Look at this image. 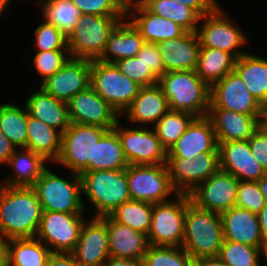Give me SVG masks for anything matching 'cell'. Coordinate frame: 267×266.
<instances>
[{
    "label": "cell",
    "instance_id": "obj_31",
    "mask_svg": "<svg viewBox=\"0 0 267 266\" xmlns=\"http://www.w3.org/2000/svg\"><path fill=\"white\" fill-rule=\"evenodd\" d=\"M62 133L28 114L27 149L54 163L61 150Z\"/></svg>",
    "mask_w": 267,
    "mask_h": 266
},
{
    "label": "cell",
    "instance_id": "obj_32",
    "mask_svg": "<svg viewBox=\"0 0 267 266\" xmlns=\"http://www.w3.org/2000/svg\"><path fill=\"white\" fill-rule=\"evenodd\" d=\"M234 70L249 92L264 106L267 103V59L245 53L236 59Z\"/></svg>",
    "mask_w": 267,
    "mask_h": 266
},
{
    "label": "cell",
    "instance_id": "obj_55",
    "mask_svg": "<svg viewBox=\"0 0 267 266\" xmlns=\"http://www.w3.org/2000/svg\"><path fill=\"white\" fill-rule=\"evenodd\" d=\"M194 266H227L218 256L204 257L194 261Z\"/></svg>",
    "mask_w": 267,
    "mask_h": 266
},
{
    "label": "cell",
    "instance_id": "obj_57",
    "mask_svg": "<svg viewBox=\"0 0 267 266\" xmlns=\"http://www.w3.org/2000/svg\"><path fill=\"white\" fill-rule=\"evenodd\" d=\"M7 242L8 239L0 233V266L7 264Z\"/></svg>",
    "mask_w": 267,
    "mask_h": 266
},
{
    "label": "cell",
    "instance_id": "obj_5",
    "mask_svg": "<svg viewBox=\"0 0 267 266\" xmlns=\"http://www.w3.org/2000/svg\"><path fill=\"white\" fill-rule=\"evenodd\" d=\"M124 18L82 14L67 36L71 58L99 60L105 51L109 35Z\"/></svg>",
    "mask_w": 267,
    "mask_h": 266
},
{
    "label": "cell",
    "instance_id": "obj_51",
    "mask_svg": "<svg viewBox=\"0 0 267 266\" xmlns=\"http://www.w3.org/2000/svg\"><path fill=\"white\" fill-rule=\"evenodd\" d=\"M153 0H120V7L123 11L124 17L129 16L139 10L147 9Z\"/></svg>",
    "mask_w": 267,
    "mask_h": 266
},
{
    "label": "cell",
    "instance_id": "obj_16",
    "mask_svg": "<svg viewBox=\"0 0 267 266\" xmlns=\"http://www.w3.org/2000/svg\"><path fill=\"white\" fill-rule=\"evenodd\" d=\"M239 180L219 169L189 193L197 207L221 214L236 205Z\"/></svg>",
    "mask_w": 267,
    "mask_h": 266
},
{
    "label": "cell",
    "instance_id": "obj_33",
    "mask_svg": "<svg viewBox=\"0 0 267 266\" xmlns=\"http://www.w3.org/2000/svg\"><path fill=\"white\" fill-rule=\"evenodd\" d=\"M236 58L220 49L201 47L199 50L197 75L209 86L234 71Z\"/></svg>",
    "mask_w": 267,
    "mask_h": 266
},
{
    "label": "cell",
    "instance_id": "obj_19",
    "mask_svg": "<svg viewBox=\"0 0 267 266\" xmlns=\"http://www.w3.org/2000/svg\"><path fill=\"white\" fill-rule=\"evenodd\" d=\"M79 266H102L110 257L106 216L85 221L75 249L71 252Z\"/></svg>",
    "mask_w": 267,
    "mask_h": 266
},
{
    "label": "cell",
    "instance_id": "obj_43",
    "mask_svg": "<svg viewBox=\"0 0 267 266\" xmlns=\"http://www.w3.org/2000/svg\"><path fill=\"white\" fill-rule=\"evenodd\" d=\"M37 51L68 50L67 37L53 24L44 21L34 30Z\"/></svg>",
    "mask_w": 267,
    "mask_h": 266
},
{
    "label": "cell",
    "instance_id": "obj_56",
    "mask_svg": "<svg viewBox=\"0 0 267 266\" xmlns=\"http://www.w3.org/2000/svg\"><path fill=\"white\" fill-rule=\"evenodd\" d=\"M257 215L260 224V229L265 240L267 239V202Z\"/></svg>",
    "mask_w": 267,
    "mask_h": 266
},
{
    "label": "cell",
    "instance_id": "obj_46",
    "mask_svg": "<svg viewBox=\"0 0 267 266\" xmlns=\"http://www.w3.org/2000/svg\"><path fill=\"white\" fill-rule=\"evenodd\" d=\"M258 181H239L237 187L236 207L258 214L266 204Z\"/></svg>",
    "mask_w": 267,
    "mask_h": 266
},
{
    "label": "cell",
    "instance_id": "obj_8",
    "mask_svg": "<svg viewBox=\"0 0 267 266\" xmlns=\"http://www.w3.org/2000/svg\"><path fill=\"white\" fill-rule=\"evenodd\" d=\"M90 86L119 115L132 104L139 92L140 85L124 75L114 63H105L100 60L91 61Z\"/></svg>",
    "mask_w": 267,
    "mask_h": 266
},
{
    "label": "cell",
    "instance_id": "obj_39",
    "mask_svg": "<svg viewBox=\"0 0 267 266\" xmlns=\"http://www.w3.org/2000/svg\"><path fill=\"white\" fill-rule=\"evenodd\" d=\"M196 117L185 111L169 110L153 127L162 146L168 151Z\"/></svg>",
    "mask_w": 267,
    "mask_h": 266
},
{
    "label": "cell",
    "instance_id": "obj_58",
    "mask_svg": "<svg viewBox=\"0 0 267 266\" xmlns=\"http://www.w3.org/2000/svg\"><path fill=\"white\" fill-rule=\"evenodd\" d=\"M258 185L260 187V191L267 201V173L258 180Z\"/></svg>",
    "mask_w": 267,
    "mask_h": 266
},
{
    "label": "cell",
    "instance_id": "obj_40",
    "mask_svg": "<svg viewBox=\"0 0 267 266\" xmlns=\"http://www.w3.org/2000/svg\"><path fill=\"white\" fill-rule=\"evenodd\" d=\"M150 12L172 20L187 32H196L200 16L190 7L174 0H153L147 8Z\"/></svg>",
    "mask_w": 267,
    "mask_h": 266
},
{
    "label": "cell",
    "instance_id": "obj_49",
    "mask_svg": "<svg viewBox=\"0 0 267 266\" xmlns=\"http://www.w3.org/2000/svg\"><path fill=\"white\" fill-rule=\"evenodd\" d=\"M251 153L267 172V132L260 126L248 139Z\"/></svg>",
    "mask_w": 267,
    "mask_h": 266
},
{
    "label": "cell",
    "instance_id": "obj_10",
    "mask_svg": "<svg viewBox=\"0 0 267 266\" xmlns=\"http://www.w3.org/2000/svg\"><path fill=\"white\" fill-rule=\"evenodd\" d=\"M126 177L132 200L157 204L170 201L168 197L173 193L178 194L166 164L128 165Z\"/></svg>",
    "mask_w": 267,
    "mask_h": 266
},
{
    "label": "cell",
    "instance_id": "obj_26",
    "mask_svg": "<svg viewBox=\"0 0 267 266\" xmlns=\"http://www.w3.org/2000/svg\"><path fill=\"white\" fill-rule=\"evenodd\" d=\"M111 257L142 261L149 247L147 235L106 216Z\"/></svg>",
    "mask_w": 267,
    "mask_h": 266
},
{
    "label": "cell",
    "instance_id": "obj_20",
    "mask_svg": "<svg viewBox=\"0 0 267 266\" xmlns=\"http://www.w3.org/2000/svg\"><path fill=\"white\" fill-rule=\"evenodd\" d=\"M220 169L239 181H258L267 172L251 153L248 140L218 144Z\"/></svg>",
    "mask_w": 267,
    "mask_h": 266
},
{
    "label": "cell",
    "instance_id": "obj_11",
    "mask_svg": "<svg viewBox=\"0 0 267 266\" xmlns=\"http://www.w3.org/2000/svg\"><path fill=\"white\" fill-rule=\"evenodd\" d=\"M83 213L43 211L36 234L51 253H71L80 238L84 225Z\"/></svg>",
    "mask_w": 267,
    "mask_h": 266
},
{
    "label": "cell",
    "instance_id": "obj_13",
    "mask_svg": "<svg viewBox=\"0 0 267 266\" xmlns=\"http://www.w3.org/2000/svg\"><path fill=\"white\" fill-rule=\"evenodd\" d=\"M118 120L116 131L129 165L166 164L167 150L162 146L154 128L121 127Z\"/></svg>",
    "mask_w": 267,
    "mask_h": 266
},
{
    "label": "cell",
    "instance_id": "obj_17",
    "mask_svg": "<svg viewBox=\"0 0 267 266\" xmlns=\"http://www.w3.org/2000/svg\"><path fill=\"white\" fill-rule=\"evenodd\" d=\"M67 104L71 123L95 125L110 130L120 117L91 86L77 93Z\"/></svg>",
    "mask_w": 267,
    "mask_h": 266
},
{
    "label": "cell",
    "instance_id": "obj_27",
    "mask_svg": "<svg viewBox=\"0 0 267 266\" xmlns=\"http://www.w3.org/2000/svg\"><path fill=\"white\" fill-rule=\"evenodd\" d=\"M25 106L30 116L39 119L61 133H64L71 124L68 104L55 99L41 87L39 91L30 94Z\"/></svg>",
    "mask_w": 267,
    "mask_h": 266
},
{
    "label": "cell",
    "instance_id": "obj_3",
    "mask_svg": "<svg viewBox=\"0 0 267 266\" xmlns=\"http://www.w3.org/2000/svg\"><path fill=\"white\" fill-rule=\"evenodd\" d=\"M169 108L185 111L195 117H206L210 105V87L197 75L195 70L166 72L158 81Z\"/></svg>",
    "mask_w": 267,
    "mask_h": 266
},
{
    "label": "cell",
    "instance_id": "obj_38",
    "mask_svg": "<svg viewBox=\"0 0 267 266\" xmlns=\"http://www.w3.org/2000/svg\"><path fill=\"white\" fill-rule=\"evenodd\" d=\"M152 209V203L130 199L117 207L109 216L114 221L148 235L152 222Z\"/></svg>",
    "mask_w": 267,
    "mask_h": 266
},
{
    "label": "cell",
    "instance_id": "obj_34",
    "mask_svg": "<svg viewBox=\"0 0 267 266\" xmlns=\"http://www.w3.org/2000/svg\"><path fill=\"white\" fill-rule=\"evenodd\" d=\"M50 254V249L36 237L9 239L6 266H44Z\"/></svg>",
    "mask_w": 267,
    "mask_h": 266
},
{
    "label": "cell",
    "instance_id": "obj_54",
    "mask_svg": "<svg viewBox=\"0 0 267 266\" xmlns=\"http://www.w3.org/2000/svg\"><path fill=\"white\" fill-rule=\"evenodd\" d=\"M102 266H141V262L135 259L110 256Z\"/></svg>",
    "mask_w": 267,
    "mask_h": 266
},
{
    "label": "cell",
    "instance_id": "obj_50",
    "mask_svg": "<svg viewBox=\"0 0 267 266\" xmlns=\"http://www.w3.org/2000/svg\"><path fill=\"white\" fill-rule=\"evenodd\" d=\"M192 8L200 17L211 13L219 5L216 0H174Z\"/></svg>",
    "mask_w": 267,
    "mask_h": 266
},
{
    "label": "cell",
    "instance_id": "obj_4",
    "mask_svg": "<svg viewBox=\"0 0 267 266\" xmlns=\"http://www.w3.org/2000/svg\"><path fill=\"white\" fill-rule=\"evenodd\" d=\"M80 177L82 194L86 195L96 210L94 217L108 216L131 199L126 169L83 172Z\"/></svg>",
    "mask_w": 267,
    "mask_h": 266
},
{
    "label": "cell",
    "instance_id": "obj_28",
    "mask_svg": "<svg viewBox=\"0 0 267 266\" xmlns=\"http://www.w3.org/2000/svg\"><path fill=\"white\" fill-rule=\"evenodd\" d=\"M144 43L134 25L128 19H123L109 35L105 51L99 60L115 63L117 60L135 57Z\"/></svg>",
    "mask_w": 267,
    "mask_h": 266
},
{
    "label": "cell",
    "instance_id": "obj_24",
    "mask_svg": "<svg viewBox=\"0 0 267 266\" xmlns=\"http://www.w3.org/2000/svg\"><path fill=\"white\" fill-rule=\"evenodd\" d=\"M162 55L165 71L196 70L200 42L196 32L157 43Z\"/></svg>",
    "mask_w": 267,
    "mask_h": 266
},
{
    "label": "cell",
    "instance_id": "obj_59",
    "mask_svg": "<svg viewBox=\"0 0 267 266\" xmlns=\"http://www.w3.org/2000/svg\"><path fill=\"white\" fill-rule=\"evenodd\" d=\"M260 256H265L267 260V239L263 240L260 246Z\"/></svg>",
    "mask_w": 267,
    "mask_h": 266
},
{
    "label": "cell",
    "instance_id": "obj_18",
    "mask_svg": "<svg viewBox=\"0 0 267 266\" xmlns=\"http://www.w3.org/2000/svg\"><path fill=\"white\" fill-rule=\"evenodd\" d=\"M91 61L70 58L53 76L41 82V88L55 99L68 102L90 86Z\"/></svg>",
    "mask_w": 267,
    "mask_h": 266
},
{
    "label": "cell",
    "instance_id": "obj_35",
    "mask_svg": "<svg viewBox=\"0 0 267 266\" xmlns=\"http://www.w3.org/2000/svg\"><path fill=\"white\" fill-rule=\"evenodd\" d=\"M128 165L116 131L108 130L95 144L94 162H89V172L126 169Z\"/></svg>",
    "mask_w": 267,
    "mask_h": 266
},
{
    "label": "cell",
    "instance_id": "obj_44",
    "mask_svg": "<svg viewBox=\"0 0 267 266\" xmlns=\"http://www.w3.org/2000/svg\"><path fill=\"white\" fill-rule=\"evenodd\" d=\"M70 58L69 50L37 51L33 57V64L37 73L42 76L43 82L60 70Z\"/></svg>",
    "mask_w": 267,
    "mask_h": 266
},
{
    "label": "cell",
    "instance_id": "obj_45",
    "mask_svg": "<svg viewBox=\"0 0 267 266\" xmlns=\"http://www.w3.org/2000/svg\"><path fill=\"white\" fill-rule=\"evenodd\" d=\"M114 64L124 75L141 87L158 84L159 79L136 56L117 60Z\"/></svg>",
    "mask_w": 267,
    "mask_h": 266
},
{
    "label": "cell",
    "instance_id": "obj_15",
    "mask_svg": "<svg viewBox=\"0 0 267 266\" xmlns=\"http://www.w3.org/2000/svg\"><path fill=\"white\" fill-rule=\"evenodd\" d=\"M209 108H222L252 116H263V106L249 92L234 70L210 87Z\"/></svg>",
    "mask_w": 267,
    "mask_h": 266
},
{
    "label": "cell",
    "instance_id": "obj_48",
    "mask_svg": "<svg viewBox=\"0 0 267 266\" xmlns=\"http://www.w3.org/2000/svg\"><path fill=\"white\" fill-rule=\"evenodd\" d=\"M136 57L141 59L145 66L148 67L158 79L166 73L163 58L159 52L157 43L145 42Z\"/></svg>",
    "mask_w": 267,
    "mask_h": 266
},
{
    "label": "cell",
    "instance_id": "obj_52",
    "mask_svg": "<svg viewBox=\"0 0 267 266\" xmlns=\"http://www.w3.org/2000/svg\"><path fill=\"white\" fill-rule=\"evenodd\" d=\"M44 266H79L71 253H51Z\"/></svg>",
    "mask_w": 267,
    "mask_h": 266
},
{
    "label": "cell",
    "instance_id": "obj_29",
    "mask_svg": "<svg viewBox=\"0 0 267 266\" xmlns=\"http://www.w3.org/2000/svg\"><path fill=\"white\" fill-rule=\"evenodd\" d=\"M130 17H133V19ZM129 21L140 32L144 41L149 43L177 38L187 32L172 20L156 15L148 9H142L131 14Z\"/></svg>",
    "mask_w": 267,
    "mask_h": 266
},
{
    "label": "cell",
    "instance_id": "obj_22",
    "mask_svg": "<svg viewBox=\"0 0 267 266\" xmlns=\"http://www.w3.org/2000/svg\"><path fill=\"white\" fill-rule=\"evenodd\" d=\"M212 123L217 143L248 140L260 127L263 116H252L222 108H209L206 116Z\"/></svg>",
    "mask_w": 267,
    "mask_h": 266
},
{
    "label": "cell",
    "instance_id": "obj_30",
    "mask_svg": "<svg viewBox=\"0 0 267 266\" xmlns=\"http://www.w3.org/2000/svg\"><path fill=\"white\" fill-rule=\"evenodd\" d=\"M45 163L47 161L41 155L30 149L24 148L22 152L16 149L6 164L11 167L14 176H7L1 185L32 187L47 168Z\"/></svg>",
    "mask_w": 267,
    "mask_h": 266
},
{
    "label": "cell",
    "instance_id": "obj_7",
    "mask_svg": "<svg viewBox=\"0 0 267 266\" xmlns=\"http://www.w3.org/2000/svg\"><path fill=\"white\" fill-rule=\"evenodd\" d=\"M108 130L95 125L71 123L62 133L61 150L55 163L79 175L89 172V162H94L95 144Z\"/></svg>",
    "mask_w": 267,
    "mask_h": 266
},
{
    "label": "cell",
    "instance_id": "obj_1",
    "mask_svg": "<svg viewBox=\"0 0 267 266\" xmlns=\"http://www.w3.org/2000/svg\"><path fill=\"white\" fill-rule=\"evenodd\" d=\"M42 212L33 187L0 184V233L8 240L36 237Z\"/></svg>",
    "mask_w": 267,
    "mask_h": 266
},
{
    "label": "cell",
    "instance_id": "obj_2",
    "mask_svg": "<svg viewBox=\"0 0 267 266\" xmlns=\"http://www.w3.org/2000/svg\"><path fill=\"white\" fill-rule=\"evenodd\" d=\"M224 241L219 213L204 210L191 202L187 194V211L182 247L195 261L217 257Z\"/></svg>",
    "mask_w": 267,
    "mask_h": 266
},
{
    "label": "cell",
    "instance_id": "obj_47",
    "mask_svg": "<svg viewBox=\"0 0 267 266\" xmlns=\"http://www.w3.org/2000/svg\"><path fill=\"white\" fill-rule=\"evenodd\" d=\"M82 12L99 16H124L120 0H71Z\"/></svg>",
    "mask_w": 267,
    "mask_h": 266
},
{
    "label": "cell",
    "instance_id": "obj_25",
    "mask_svg": "<svg viewBox=\"0 0 267 266\" xmlns=\"http://www.w3.org/2000/svg\"><path fill=\"white\" fill-rule=\"evenodd\" d=\"M170 110L169 103L159 84L140 87L132 104L124 111L132 124H154Z\"/></svg>",
    "mask_w": 267,
    "mask_h": 266
},
{
    "label": "cell",
    "instance_id": "obj_9",
    "mask_svg": "<svg viewBox=\"0 0 267 266\" xmlns=\"http://www.w3.org/2000/svg\"><path fill=\"white\" fill-rule=\"evenodd\" d=\"M175 198L153 204L151 228L147 235L149 245L182 247L187 194H177Z\"/></svg>",
    "mask_w": 267,
    "mask_h": 266
},
{
    "label": "cell",
    "instance_id": "obj_6",
    "mask_svg": "<svg viewBox=\"0 0 267 266\" xmlns=\"http://www.w3.org/2000/svg\"><path fill=\"white\" fill-rule=\"evenodd\" d=\"M72 180L63 179L46 168L32 186L43 211L84 213L82 182L77 173L71 172Z\"/></svg>",
    "mask_w": 267,
    "mask_h": 266
},
{
    "label": "cell",
    "instance_id": "obj_41",
    "mask_svg": "<svg viewBox=\"0 0 267 266\" xmlns=\"http://www.w3.org/2000/svg\"><path fill=\"white\" fill-rule=\"evenodd\" d=\"M141 266H194V260L183 247L149 245Z\"/></svg>",
    "mask_w": 267,
    "mask_h": 266
},
{
    "label": "cell",
    "instance_id": "obj_60",
    "mask_svg": "<svg viewBox=\"0 0 267 266\" xmlns=\"http://www.w3.org/2000/svg\"><path fill=\"white\" fill-rule=\"evenodd\" d=\"M11 2L12 0H0V15L7 9L6 7H8Z\"/></svg>",
    "mask_w": 267,
    "mask_h": 266
},
{
    "label": "cell",
    "instance_id": "obj_21",
    "mask_svg": "<svg viewBox=\"0 0 267 266\" xmlns=\"http://www.w3.org/2000/svg\"><path fill=\"white\" fill-rule=\"evenodd\" d=\"M206 152H219L216 134L207 117H196L184 134L167 151V158H188Z\"/></svg>",
    "mask_w": 267,
    "mask_h": 266
},
{
    "label": "cell",
    "instance_id": "obj_61",
    "mask_svg": "<svg viewBox=\"0 0 267 266\" xmlns=\"http://www.w3.org/2000/svg\"><path fill=\"white\" fill-rule=\"evenodd\" d=\"M261 121H267V103L263 106V117Z\"/></svg>",
    "mask_w": 267,
    "mask_h": 266
},
{
    "label": "cell",
    "instance_id": "obj_36",
    "mask_svg": "<svg viewBox=\"0 0 267 266\" xmlns=\"http://www.w3.org/2000/svg\"><path fill=\"white\" fill-rule=\"evenodd\" d=\"M36 5L43 11L44 21L53 24L66 37L82 16L81 10L71 0H38Z\"/></svg>",
    "mask_w": 267,
    "mask_h": 266
},
{
    "label": "cell",
    "instance_id": "obj_14",
    "mask_svg": "<svg viewBox=\"0 0 267 266\" xmlns=\"http://www.w3.org/2000/svg\"><path fill=\"white\" fill-rule=\"evenodd\" d=\"M166 165L172 187L178 194H189L220 169L219 152L199 154L193 161L167 158Z\"/></svg>",
    "mask_w": 267,
    "mask_h": 266
},
{
    "label": "cell",
    "instance_id": "obj_62",
    "mask_svg": "<svg viewBox=\"0 0 267 266\" xmlns=\"http://www.w3.org/2000/svg\"><path fill=\"white\" fill-rule=\"evenodd\" d=\"M260 126L267 132V121H260Z\"/></svg>",
    "mask_w": 267,
    "mask_h": 266
},
{
    "label": "cell",
    "instance_id": "obj_37",
    "mask_svg": "<svg viewBox=\"0 0 267 266\" xmlns=\"http://www.w3.org/2000/svg\"><path fill=\"white\" fill-rule=\"evenodd\" d=\"M12 103L0 104V130L16 149L27 148L28 110ZM18 147V148H17Z\"/></svg>",
    "mask_w": 267,
    "mask_h": 266
},
{
    "label": "cell",
    "instance_id": "obj_23",
    "mask_svg": "<svg viewBox=\"0 0 267 266\" xmlns=\"http://www.w3.org/2000/svg\"><path fill=\"white\" fill-rule=\"evenodd\" d=\"M224 241H233L260 247L264 238L260 229L258 215L236 206L220 214Z\"/></svg>",
    "mask_w": 267,
    "mask_h": 266
},
{
    "label": "cell",
    "instance_id": "obj_42",
    "mask_svg": "<svg viewBox=\"0 0 267 266\" xmlns=\"http://www.w3.org/2000/svg\"><path fill=\"white\" fill-rule=\"evenodd\" d=\"M218 257L227 266H261L260 247L223 241Z\"/></svg>",
    "mask_w": 267,
    "mask_h": 266
},
{
    "label": "cell",
    "instance_id": "obj_53",
    "mask_svg": "<svg viewBox=\"0 0 267 266\" xmlns=\"http://www.w3.org/2000/svg\"><path fill=\"white\" fill-rule=\"evenodd\" d=\"M16 147L10 142L6 135L0 130V164L6 165Z\"/></svg>",
    "mask_w": 267,
    "mask_h": 266
},
{
    "label": "cell",
    "instance_id": "obj_12",
    "mask_svg": "<svg viewBox=\"0 0 267 266\" xmlns=\"http://www.w3.org/2000/svg\"><path fill=\"white\" fill-rule=\"evenodd\" d=\"M222 9L219 4L211 13L200 17L199 21L205 20L196 31L200 46L223 50L238 59L246 52L237 49L246 45L248 37L233 24Z\"/></svg>",
    "mask_w": 267,
    "mask_h": 266
}]
</instances>
